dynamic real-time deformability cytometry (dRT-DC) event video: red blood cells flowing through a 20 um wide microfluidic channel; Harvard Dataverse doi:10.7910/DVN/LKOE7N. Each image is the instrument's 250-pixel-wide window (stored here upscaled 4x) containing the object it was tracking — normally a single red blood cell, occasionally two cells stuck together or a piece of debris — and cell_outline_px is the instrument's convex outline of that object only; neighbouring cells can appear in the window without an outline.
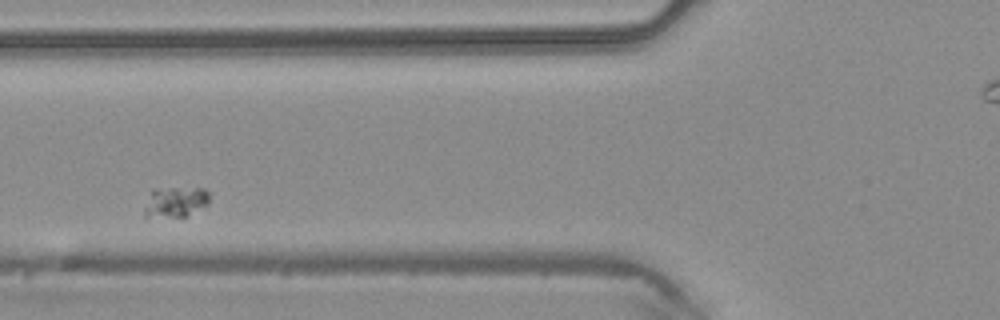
{"species": "common noctule bat (a hibernating species)", "species_latin": "Nyctalus noctula", "temperature_condition": "warm", "stored_images_in_passage": 2, "camera_frame_rate_fps": 3000, "um_per_image_px": 0.085, "animal": {"sex": "male", "body_mass_g": 20.4}, "frame": {"image": 1, "passage_image": 2, "time_ms": 0.333, "image_size_px": [1000, 320], "cell_outline_px": [[212, 192], [208, 204], [188, 216], [144, 216], [144, 208], [152, 188], [204, 188]], "centroid_in_image_um": [14.97, 17.13], "position_along_channel_um": 110.8, "area_um2": 11.68}}